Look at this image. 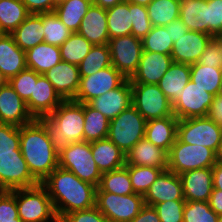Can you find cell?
Here are the masks:
<instances>
[{
	"instance_id": "12",
	"label": "cell",
	"mask_w": 222,
	"mask_h": 222,
	"mask_svg": "<svg viewBox=\"0 0 222 222\" xmlns=\"http://www.w3.org/2000/svg\"><path fill=\"white\" fill-rule=\"evenodd\" d=\"M39 184L32 176L21 150L0 155V191L28 188Z\"/></svg>"
},
{
	"instance_id": "42",
	"label": "cell",
	"mask_w": 222,
	"mask_h": 222,
	"mask_svg": "<svg viewBox=\"0 0 222 222\" xmlns=\"http://www.w3.org/2000/svg\"><path fill=\"white\" fill-rule=\"evenodd\" d=\"M44 42L60 47L72 32L59 20L53 12L43 13Z\"/></svg>"
},
{
	"instance_id": "60",
	"label": "cell",
	"mask_w": 222,
	"mask_h": 222,
	"mask_svg": "<svg viewBox=\"0 0 222 222\" xmlns=\"http://www.w3.org/2000/svg\"><path fill=\"white\" fill-rule=\"evenodd\" d=\"M216 163L222 164V138L215 152Z\"/></svg>"
},
{
	"instance_id": "7",
	"label": "cell",
	"mask_w": 222,
	"mask_h": 222,
	"mask_svg": "<svg viewBox=\"0 0 222 222\" xmlns=\"http://www.w3.org/2000/svg\"><path fill=\"white\" fill-rule=\"evenodd\" d=\"M147 121L131 105L110 121L107 138L124 153L145 137Z\"/></svg>"
},
{
	"instance_id": "64",
	"label": "cell",
	"mask_w": 222,
	"mask_h": 222,
	"mask_svg": "<svg viewBox=\"0 0 222 222\" xmlns=\"http://www.w3.org/2000/svg\"><path fill=\"white\" fill-rule=\"evenodd\" d=\"M217 222H222V215H219V216H218Z\"/></svg>"
},
{
	"instance_id": "6",
	"label": "cell",
	"mask_w": 222,
	"mask_h": 222,
	"mask_svg": "<svg viewBox=\"0 0 222 222\" xmlns=\"http://www.w3.org/2000/svg\"><path fill=\"white\" fill-rule=\"evenodd\" d=\"M215 163V152L212 149L186 144L178 138L168 152V170L177 175L199 168H210Z\"/></svg>"
},
{
	"instance_id": "11",
	"label": "cell",
	"mask_w": 222,
	"mask_h": 222,
	"mask_svg": "<svg viewBox=\"0 0 222 222\" xmlns=\"http://www.w3.org/2000/svg\"><path fill=\"white\" fill-rule=\"evenodd\" d=\"M112 66L126 79H130L138 68L143 52L141 39L132 34L109 40Z\"/></svg>"
},
{
	"instance_id": "8",
	"label": "cell",
	"mask_w": 222,
	"mask_h": 222,
	"mask_svg": "<svg viewBox=\"0 0 222 222\" xmlns=\"http://www.w3.org/2000/svg\"><path fill=\"white\" fill-rule=\"evenodd\" d=\"M132 105L146 121L172 116L170 100L157 84L131 83Z\"/></svg>"
},
{
	"instance_id": "45",
	"label": "cell",
	"mask_w": 222,
	"mask_h": 222,
	"mask_svg": "<svg viewBox=\"0 0 222 222\" xmlns=\"http://www.w3.org/2000/svg\"><path fill=\"white\" fill-rule=\"evenodd\" d=\"M40 75L41 74H38L32 69L26 68L16 76L11 77L8 83L15 92L27 102L31 95H34V81H37Z\"/></svg>"
},
{
	"instance_id": "46",
	"label": "cell",
	"mask_w": 222,
	"mask_h": 222,
	"mask_svg": "<svg viewBox=\"0 0 222 222\" xmlns=\"http://www.w3.org/2000/svg\"><path fill=\"white\" fill-rule=\"evenodd\" d=\"M129 11L133 25L131 34L142 40L152 28L146 6L129 3Z\"/></svg>"
},
{
	"instance_id": "50",
	"label": "cell",
	"mask_w": 222,
	"mask_h": 222,
	"mask_svg": "<svg viewBox=\"0 0 222 222\" xmlns=\"http://www.w3.org/2000/svg\"><path fill=\"white\" fill-rule=\"evenodd\" d=\"M207 6V34L218 38L222 35V0H209Z\"/></svg>"
},
{
	"instance_id": "40",
	"label": "cell",
	"mask_w": 222,
	"mask_h": 222,
	"mask_svg": "<svg viewBox=\"0 0 222 222\" xmlns=\"http://www.w3.org/2000/svg\"><path fill=\"white\" fill-rule=\"evenodd\" d=\"M111 65V54L108 44L93 45L87 56L79 64L80 76H90Z\"/></svg>"
},
{
	"instance_id": "28",
	"label": "cell",
	"mask_w": 222,
	"mask_h": 222,
	"mask_svg": "<svg viewBox=\"0 0 222 222\" xmlns=\"http://www.w3.org/2000/svg\"><path fill=\"white\" fill-rule=\"evenodd\" d=\"M43 13L30 14L25 21L12 33L17 46L23 51L35 47L44 42Z\"/></svg>"
},
{
	"instance_id": "35",
	"label": "cell",
	"mask_w": 222,
	"mask_h": 222,
	"mask_svg": "<svg viewBox=\"0 0 222 222\" xmlns=\"http://www.w3.org/2000/svg\"><path fill=\"white\" fill-rule=\"evenodd\" d=\"M110 120L100 111L84 103V141L92 142L108 136Z\"/></svg>"
},
{
	"instance_id": "63",
	"label": "cell",
	"mask_w": 222,
	"mask_h": 222,
	"mask_svg": "<svg viewBox=\"0 0 222 222\" xmlns=\"http://www.w3.org/2000/svg\"><path fill=\"white\" fill-rule=\"evenodd\" d=\"M218 96L222 97V81H221V87H220L219 92H218Z\"/></svg>"
},
{
	"instance_id": "54",
	"label": "cell",
	"mask_w": 222,
	"mask_h": 222,
	"mask_svg": "<svg viewBox=\"0 0 222 222\" xmlns=\"http://www.w3.org/2000/svg\"><path fill=\"white\" fill-rule=\"evenodd\" d=\"M210 120L222 128V97L216 95L206 115Z\"/></svg>"
},
{
	"instance_id": "23",
	"label": "cell",
	"mask_w": 222,
	"mask_h": 222,
	"mask_svg": "<svg viewBox=\"0 0 222 222\" xmlns=\"http://www.w3.org/2000/svg\"><path fill=\"white\" fill-rule=\"evenodd\" d=\"M125 165L156 167L166 171L168 152L144 137L125 153Z\"/></svg>"
},
{
	"instance_id": "25",
	"label": "cell",
	"mask_w": 222,
	"mask_h": 222,
	"mask_svg": "<svg viewBox=\"0 0 222 222\" xmlns=\"http://www.w3.org/2000/svg\"><path fill=\"white\" fill-rule=\"evenodd\" d=\"M26 53L20 49L11 34L0 35V71L8 80L26 69Z\"/></svg>"
},
{
	"instance_id": "19",
	"label": "cell",
	"mask_w": 222,
	"mask_h": 222,
	"mask_svg": "<svg viewBox=\"0 0 222 222\" xmlns=\"http://www.w3.org/2000/svg\"><path fill=\"white\" fill-rule=\"evenodd\" d=\"M143 198L144 203L149 206L164 201L185 200L180 176L169 170L163 171L149 187Z\"/></svg>"
},
{
	"instance_id": "30",
	"label": "cell",
	"mask_w": 222,
	"mask_h": 222,
	"mask_svg": "<svg viewBox=\"0 0 222 222\" xmlns=\"http://www.w3.org/2000/svg\"><path fill=\"white\" fill-rule=\"evenodd\" d=\"M27 68L38 74H44L61 60L60 48L45 42L39 43L26 52Z\"/></svg>"
},
{
	"instance_id": "31",
	"label": "cell",
	"mask_w": 222,
	"mask_h": 222,
	"mask_svg": "<svg viewBox=\"0 0 222 222\" xmlns=\"http://www.w3.org/2000/svg\"><path fill=\"white\" fill-rule=\"evenodd\" d=\"M92 4V0H59L54 13L74 33L78 32L81 21Z\"/></svg>"
},
{
	"instance_id": "59",
	"label": "cell",
	"mask_w": 222,
	"mask_h": 222,
	"mask_svg": "<svg viewBox=\"0 0 222 222\" xmlns=\"http://www.w3.org/2000/svg\"><path fill=\"white\" fill-rule=\"evenodd\" d=\"M124 1L126 0H92L94 5L104 8V9H108Z\"/></svg>"
},
{
	"instance_id": "17",
	"label": "cell",
	"mask_w": 222,
	"mask_h": 222,
	"mask_svg": "<svg viewBox=\"0 0 222 222\" xmlns=\"http://www.w3.org/2000/svg\"><path fill=\"white\" fill-rule=\"evenodd\" d=\"M94 109L100 111L110 121L122 111L132 105V88L129 79H126L119 87L105 92L103 95L88 103Z\"/></svg>"
},
{
	"instance_id": "57",
	"label": "cell",
	"mask_w": 222,
	"mask_h": 222,
	"mask_svg": "<svg viewBox=\"0 0 222 222\" xmlns=\"http://www.w3.org/2000/svg\"><path fill=\"white\" fill-rule=\"evenodd\" d=\"M211 209L218 215H222V191L218 189L212 190L208 201Z\"/></svg>"
},
{
	"instance_id": "15",
	"label": "cell",
	"mask_w": 222,
	"mask_h": 222,
	"mask_svg": "<svg viewBox=\"0 0 222 222\" xmlns=\"http://www.w3.org/2000/svg\"><path fill=\"white\" fill-rule=\"evenodd\" d=\"M63 100L52 83L41 74L34 81V95H31L26 104L34 119L44 120Z\"/></svg>"
},
{
	"instance_id": "27",
	"label": "cell",
	"mask_w": 222,
	"mask_h": 222,
	"mask_svg": "<svg viewBox=\"0 0 222 222\" xmlns=\"http://www.w3.org/2000/svg\"><path fill=\"white\" fill-rule=\"evenodd\" d=\"M90 143L92 156L101 173L125 166V153L108 138Z\"/></svg>"
},
{
	"instance_id": "18",
	"label": "cell",
	"mask_w": 222,
	"mask_h": 222,
	"mask_svg": "<svg viewBox=\"0 0 222 222\" xmlns=\"http://www.w3.org/2000/svg\"><path fill=\"white\" fill-rule=\"evenodd\" d=\"M212 38L203 32L188 31L173 43L171 53L173 62L188 65L197 63Z\"/></svg>"
},
{
	"instance_id": "61",
	"label": "cell",
	"mask_w": 222,
	"mask_h": 222,
	"mask_svg": "<svg viewBox=\"0 0 222 222\" xmlns=\"http://www.w3.org/2000/svg\"><path fill=\"white\" fill-rule=\"evenodd\" d=\"M129 3L136 4V5H142V6H148L152 0H126Z\"/></svg>"
},
{
	"instance_id": "32",
	"label": "cell",
	"mask_w": 222,
	"mask_h": 222,
	"mask_svg": "<svg viewBox=\"0 0 222 222\" xmlns=\"http://www.w3.org/2000/svg\"><path fill=\"white\" fill-rule=\"evenodd\" d=\"M207 2L199 0H181L179 19L188 31L207 34Z\"/></svg>"
},
{
	"instance_id": "58",
	"label": "cell",
	"mask_w": 222,
	"mask_h": 222,
	"mask_svg": "<svg viewBox=\"0 0 222 222\" xmlns=\"http://www.w3.org/2000/svg\"><path fill=\"white\" fill-rule=\"evenodd\" d=\"M213 188L222 191V164L215 163L212 167Z\"/></svg>"
},
{
	"instance_id": "20",
	"label": "cell",
	"mask_w": 222,
	"mask_h": 222,
	"mask_svg": "<svg viewBox=\"0 0 222 222\" xmlns=\"http://www.w3.org/2000/svg\"><path fill=\"white\" fill-rule=\"evenodd\" d=\"M172 63L171 55L143 51L138 68L129 80L131 83L158 84Z\"/></svg>"
},
{
	"instance_id": "41",
	"label": "cell",
	"mask_w": 222,
	"mask_h": 222,
	"mask_svg": "<svg viewBox=\"0 0 222 222\" xmlns=\"http://www.w3.org/2000/svg\"><path fill=\"white\" fill-rule=\"evenodd\" d=\"M128 169L134 193L145 195L152 183L164 171L161 168L148 166L125 165Z\"/></svg>"
},
{
	"instance_id": "49",
	"label": "cell",
	"mask_w": 222,
	"mask_h": 222,
	"mask_svg": "<svg viewBox=\"0 0 222 222\" xmlns=\"http://www.w3.org/2000/svg\"><path fill=\"white\" fill-rule=\"evenodd\" d=\"M0 222H23L18 216L15 189L0 191Z\"/></svg>"
},
{
	"instance_id": "56",
	"label": "cell",
	"mask_w": 222,
	"mask_h": 222,
	"mask_svg": "<svg viewBox=\"0 0 222 222\" xmlns=\"http://www.w3.org/2000/svg\"><path fill=\"white\" fill-rule=\"evenodd\" d=\"M165 27L167 31H169V35L171 36V40L173 43L188 32L187 27L179 18L172 23H169Z\"/></svg>"
},
{
	"instance_id": "26",
	"label": "cell",
	"mask_w": 222,
	"mask_h": 222,
	"mask_svg": "<svg viewBox=\"0 0 222 222\" xmlns=\"http://www.w3.org/2000/svg\"><path fill=\"white\" fill-rule=\"evenodd\" d=\"M178 122L179 119L175 115L149 120L146 123L145 137L154 145L169 152L177 139Z\"/></svg>"
},
{
	"instance_id": "3",
	"label": "cell",
	"mask_w": 222,
	"mask_h": 222,
	"mask_svg": "<svg viewBox=\"0 0 222 222\" xmlns=\"http://www.w3.org/2000/svg\"><path fill=\"white\" fill-rule=\"evenodd\" d=\"M44 120L58 148L84 141V103L73 99L63 100Z\"/></svg>"
},
{
	"instance_id": "33",
	"label": "cell",
	"mask_w": 222,
	"mask_h": 222,
	"mask_svg": "<svg viewBox=\"0 0 222 222\" xmlns=\"http://www.w3.org/2000/svg\"><path fill=\"white\" fill-rule=\"evenodd\" d=\"M31 13L20 0H0V31L11 34Z\"/></svg>"
},
{
	"instance_id": "53",
	"label": "cell",
	"mask_w": 222,
	"mask_h": 222,
	"mask_svg": "<svg viewBox=\"0 0 222 222\" xmlns=\"http://www.w3.org/2000/svg\"><path fill=\"white\" fill-rule=\"evenodd\" d=\"M31 14L53 12L58 0H20Z\"/></svg>"
},
{
	"instance_id": "39",
	"label": "cell",
	"mask_w": 222,
	"mask_h": 222,
	"mask_svg": "<svg viewBox=\"0 0 222 222\" xmlns=\"http://www.w3.org/2000/svg\"><path fill=\"white\" fill-rule=\"evenodd\" d=\"M93 45L78 32H74L59 47L61 60L79 66Z\"/></svg>"
},
{
	"instance_id": "2",
	"label": "cell",
	"mask_w": 222,
	"mask_h": 222,
	"mask_svg": "<svg viewBox=\"0 0 222 222\" xmlns=\"http://www.w3.org/2000/svg\"><path fill=\"white\" fill-rule=\"evenodd\" d=\"M41 184L51 198L59 221L66 214L95 206L97 187L69 170L58 166Z\"/></svg>"
},
{
	"instance_id": "55",
	"label": "cell",
	"mask_w": 222,
	"mask_h": 222,
	"mask_svg": "<svg viewBox=\"0 0 222 222\" xmlns=\"http://www.w3.org/2000/svg\"><path fill=\"white\" fill-rule=\"evenodd\" d=\"M130 222H160V219L156 209L145 204L139 214Z\"/></svg>"
},
{
	"instance_id": "38",
	"label": "cell",
	"mask_w": 222,
	"mask_h": 222,
	"mask_svg": "<svg viewBox=\"0 0 222 222\" xmlns=\"http://www.w3.org/2000/svg\"><path fill=\"white\" fill-rule=\"evenodd\" d=\"M190 79L206 92L218 95L222 81V69L204 66L199 62L190 65Z\"/></svg>"
},
{
	"instance_id": "52",
	"label": "cell",
	"mask_w": 222,
	"mask_h": 222,
	"mask_svg": "<svg viewBox=\"0 0 222 222\" xmlns=\"http://www.w3.org/2000/svg\"><path fill=\"white\" fill-rule=\"evenodd\" d=\"M60 222H108V220L96 206H93L89 209L66 214Z\"/></svg>"
},
{
	"instance_id": "24",
	"label": "cell",
	"mask_w": 222,
	"mask_h": 222,
	"mask_svg": "<svg viewBox=\"0 0 222 222\" xmlns=\"http://www.w3.org/2000/svg\"><path fill=\"white\" fill-rule=\"evenodd\" d=\"M78 33L92 45H104L109 42L106 9L94 4L83 17Z\"/></svg>"
},
{
	"instance_id": "62",
	"label": "cell",
	"mask_w": 222,
	"mask_h": 222,
	"mask_svg": "<svg viewBox=\"0 0 222 222\" xmlns=\"http://www.w3.org/2000/svg\"><path fill=\"white\" fill-rule=\"evenodd\" d=\"M8 78L0 71V88L8 84Z\"/></svg>"
},
{
	"instance_id": "1",
	"label": "cell",
	"mask_w": 222,
	"mask_h": 222,
	"mask_svg": "<svg viewBox=\"0 0 222 222\" xmlns=\"http://www.w3.org/2000/svg\"><path fill=\"white\" fill-rule=\"evenodd\" d=\"M20 150L39 183L59 166V148L45 120L35 119L20 127Z\"/></svg>"
},
{
	"instance_id": "22",
	"label": "cell",
	"mask_w": 222,
	"mask_h": 222,
	"mask_svg": "<svg viewBox=\"0 0 222 222\" xmlns=\"http://www.w3.org/2000/svg\"><path fill=\"white\" fill-rule=\"evenodd\" d=\"M179 176L185 201H209L213 190L212 167L195 169Z\"/></svg>"
},
{
	"instance_id": "48",
	"label": "cell",
	"mask_w": 222,
	"mask_h": 222,
	"mask_svg": "<svg viewBox=\"0 0 222 222\" xmlns=\"http://www.w3.org/2000/svg\"><path fill=\"white\" fill-rule=\"evenodd\" d=\"M185 200H170L155 204L160 222H183Z\"/></svg>"
},
{
	"instance_id": "44",
	"label": "cell",
	"mask_w": 222,
	"mask_h": 222,
	"mask_svg": "<svg viewBox=\"0 0 222 222\" xmlns=\"http://www.w3.org/2000/svg\"><path fill=\"white\" fill-rule=\"evenodd\" d=\"M218 214L208 202L186 201L183 209V222H217Z\"/></svg>"
},
{
	"instance_id": "16",
	"label": "cell",
	"mask_w": 222,
	"mask_h": 222,
	"mask_svg": "<svg viewBox=\"0 0 222 222\" xmlns=\"http://www.w3.org/2000/svg\"><path fill=\"white\" fill-rule=\"evenodd\" d=\"M34 120L26 102L9 83L0 88V123L21 127Z\"/></svg>"
},
{
	"instance_id": "10",
	"label": "cell",
	"mask_w": 222,
	"mask_h": 222,
	"mask_svg": "<svg viewBox=\"0 0 222 222\" xmlns=\"http://www.w3.org/2000/svg\"><path fill=\"white\" fill-rule=\"evenodd\" d=\"M177 138L186 144L202 145L216 152L222 128L207 116L179 119Z\"/></svg>"
},
{
	"instance_id": "65",
	"label": "cell",
	"mask_w": 222,
	"mask_h": 222,
	"mask_svg": "<svg viewBox=\"0 0 222 222\" xmlns=\"http://www.w3.org/2000/svg\"><path fill=\"white\" fill-rule=\"evenodd\" d=\"M220 39V41L222 42V35L218 37Z\"/></svg>"
},
{
	"instance_id": "21",
	"label": "cell",
	"mask_w": 222,
	"mask_h": 222,
	"mask_svg": "<svg viewBox=\"0 0 222 222\" xmlns=\"http://www.w3.org/2000/svg\"><path fill=\"white\" fill-rule=\"evenodd\" d=\"M44 76L64 100L75 98L81 80L79 66L60 61L44 73Z\"/></svg>"
},
{
	"instance_id": "43",
	"label": "cell",
	"mask_w": 222,
	"mask_h": 222,
	"mask_svg": "<svg viewBox=\"0 0 222 222\" xmlns=\"http://www.w3.org/2000/svg\"><path fill=\"white\" fill-rule=\"evenodd\" d=\"M143 51L171 55L173 42L165 26H152L149 33L141 40Z\"/></svg>"
},
{
	"instance_id": "9",
	"label": "cell",
	"mask_w": 222,
	"mask_h": 222,
	"mask_svg": "<svg viewBox=\"0 0 222 222\" xmlns=\"http://www.w3.org/2000/svg\"><path fill=\"white\" fill-rule=\"evenodd\" d=\"M145 205L143 195L96 192L95 206L108 222H130Z\"/></svg>"
},
{
	"instance_id": "37",
	"label": "cell",
	"mask_w": 222,
	"mask_h": 222,
	"mask_svg": "<svg viewBox=\"0 0 222 222\" xmlns=\"http://www.w3.org/2000/svg\"><path fill=\"white\" fill-rule=\"evenodd\" d=\"M181 0H152L146 6L152 26H166L179 18Z\"/></svg>"
},
{
	"instance_id": "51",
	"label": "cell",
	"mask_w": 222,
	"mask_h": 222,
	"mask_svg": "<svg viewBox=\"0 0 222 222\" xmlns=\"http://www.w3.org/2000/svg\"><path fill=\"white\" fill-rule=\"evenodd\" d=\"M198 62L204 66L222 69V42L219 38L213 37L210 40Z\"/></svg>"
},
{
	"instance_id": "14",
	"label": "cell",
	"mask_w": 222,
	"mask_h": 222,
	"mask_svg": "<svg viewBox=\"0 0 222 222\" xmlns=\"http://www.w3.org/2000/svg\"><path fill=\"white\" fill-rule=\"evenodd\" d=\"M214 97L190 79L181 96L172 104L173 114L178 119L206 116Z\"/></svg>"
},
{
	"instance_id": "4",
	"label": "cell",
	"mask_w": 222,
	"mask_h": 222,
	"mask_svg": "<svg viewBox=\"0 0 222 222\" xmlns=\"http://www.w3.org/2000/svg\"><path fill=\"white\" fill-rule=\"evenodd\" d=\"M15 199L18 216L23 222L59 221L51 198L41 183L28 188L15 189Z\"/></svg>"
},
{
	"instance_id": "13",
	"label": "cell",
	"mask_w": 222,
	"mask_h": 222,
	"mask_svg": "<svg viewBox=\"0 0 222 222\" xmlns=\"http://www.w3.org/2000/svg\"><path fill=\"white\" fill-rule=\"evenodd\" d=\"M126 78L112 65L90 76H81L79 90L73 100L89 103L91 100L119 87Z\"/></svg>"
},
{
	"instance_id": "5",
	"label": "cell",
	"mask_w": 222,
	"mask_h": 222,
	"mask_svg": "<svg viewBox=\"0 0 222 222\" xmlns=\"http://www.w3.org/2000/svg\"><path fill=\"white\" fill-rule=\"evenodd\" d=\"M59 167L69 170L82 181L98 187L102 173L91 152V143L82 141L59 147Z\"/></svg>"
},
{
	"instance_id": "36",
	"label": "cell",
	"mask_w": 222,
	"mask_h": 222,
	"mask_svg": "<svg viewBox=\"0 0 222 222\" xmlns=\"http://www.w3.org/2000/svg\"><path fill=\"white\" fill-rule=\"evenodd\" d=\"M96 192H110L117 195L134 194L128 169L123 166L119 169L102 173Z\"/></svg>"
},
{
	"instance_id": "34",
	"label": "cell",
	"mask_w": 222,
	"mask_h": 222,
	"mask_svg": "<svg viewBox=\"0 0 222 222\" xmlns=\"http://www.w3.org/2000/svg\"><path fill=\"white\" fill-rule=\"evenodd\" d=\"M109 39L131 34L132 21L129 2L124 1L106 9Z\"/></svg>"
},
{
	"instance_id": "47",
	"label": "cell",
	"mask_w": 222,
	"mask_h": 222,
	"mask_svg": "<svg viewBox=\"0 0 222 222\" xmlns=\"http://www.w3.org/2000/svg\"><path fill=\"white\" fill-rule=\"evenodd\" d=\"M20 150V127L0 123V155L15 154Z\"/></svg>"
},
{
	"instance_id": "29",
	"label": "cell",
	"mask_w": 222,
	"mask_h": 222,
	"mask_svg": "<svg viewBox=\"0 0 222 222\" xmlns=\"http://www.w3.org/2000/svg\"><path fill=\"white\" fill-rule=\"evenodd\" d=\"M189 81L190 65L173 62L157 85L173 104Z\"/></svg>"
}]
</instances>
